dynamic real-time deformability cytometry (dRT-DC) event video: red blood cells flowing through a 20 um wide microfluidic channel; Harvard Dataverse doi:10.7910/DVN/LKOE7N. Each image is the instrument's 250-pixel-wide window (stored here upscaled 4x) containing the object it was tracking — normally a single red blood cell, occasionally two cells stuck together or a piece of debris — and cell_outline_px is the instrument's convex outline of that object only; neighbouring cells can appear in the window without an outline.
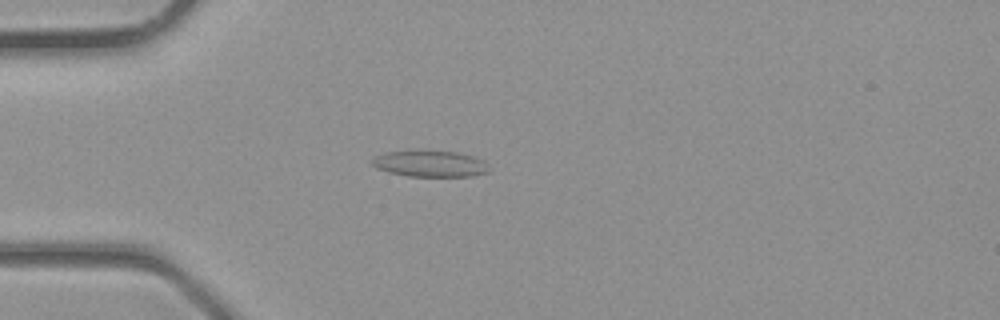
{"species": "common noctule bat (a hibernating species)", "species_latin": "Nyctalus noctula", "temperature_condition": "room temperature", "stored_images_in_passage": 2, "camera_frame_rate_fps": 3000, "um_per_image_px": 0.085, "animal": {"sex": "male", "body_mass_g": 23.1, "forearm_length_mm": 52.7}, "frame": {"image": 1, "passage_image": 2, "time_ms": 0.333, "image_size_px": [1000, 320], "cell_outline_px": [[492, 168], [488, 172], [472, 176], [408, 176], [388, 172], [376, 168], [372, 164], [372, 160], [376, 156], [384, 152], [408, 148], [428, 148], [456, 152], [472, 156], [484, 160]], "centroid_in_image_um": [36.54, 13.86], "position_along_channel_um": 48.5, "area_um2": 18.9}}